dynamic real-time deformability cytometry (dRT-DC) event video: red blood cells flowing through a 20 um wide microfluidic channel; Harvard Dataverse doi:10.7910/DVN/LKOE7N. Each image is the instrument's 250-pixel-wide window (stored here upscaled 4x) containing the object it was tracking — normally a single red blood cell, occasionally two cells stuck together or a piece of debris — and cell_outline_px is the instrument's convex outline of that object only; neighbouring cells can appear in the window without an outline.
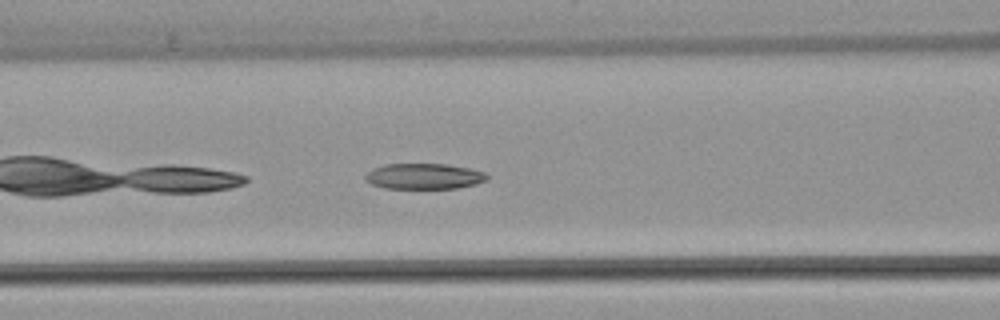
{"species": "common noctule bat (a hibernating species)", "species_latin": "Nyctalus noctula", "temperature_condition": "warm", "stored_images_in_passage": 35, "camera_frame_rate_fps": 3000, "um_per_image_px": 0.085, "animal": {"sex": "female", "body_mass_g": 22.7, "forearm_length_mm": 54.2}, "frame": {"image": 1, "passage_image": 6, "time_ms": 1.667, "image_size_px": [1000, 320], "cell_outline_px": [[488, 180], [476, 184], [456, 188], [384, 188], [372, 184], [364, 180], [364, 176], [372, 168], [384, 164], [448, 164], [468, 168], [484, 172], [488, 176]], "centroid_in_image_um": [36.02, 14.98], "position_along_channel_um": 130.6, "area_um2": 18.26}, "authors_computed_cell_mechanics": {"area_um2": 18.9584, "velocity_mm_per_s": 4.0718, "shape_relaxation_time_tau1_ms": null, "shape_relaxation_time_tau2_ms": 10.7132, "deformation_change_tau1": null, "deformation_change_tau2": 0.2094}}